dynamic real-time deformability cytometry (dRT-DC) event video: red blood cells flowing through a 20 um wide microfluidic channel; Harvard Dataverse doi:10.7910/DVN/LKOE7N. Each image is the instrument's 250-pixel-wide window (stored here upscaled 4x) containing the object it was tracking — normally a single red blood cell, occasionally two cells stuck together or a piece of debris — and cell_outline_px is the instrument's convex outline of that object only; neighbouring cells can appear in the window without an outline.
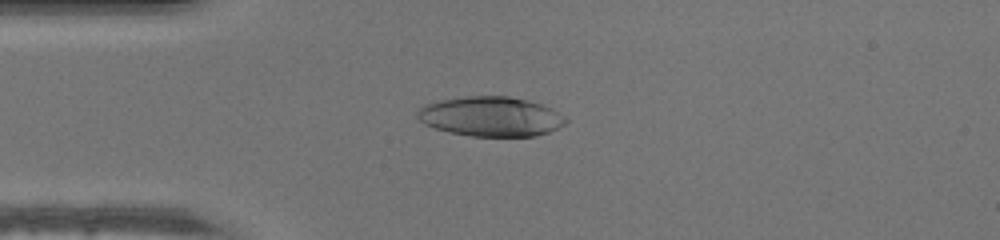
{"species": "human", "species_latin": "Homo sapiens", "temperature_condition": "warm", "stored_images_in_passage": 48, "camera_frame_rate_fps": 3000, "um_per_image_px": 0.085, "donor": {"sex": "male"}, "frame": {"image": 1, "passage_image": 12, "time_ms": 3.667, "image_size_px": [1000, 240], "cell_outline_px": [[568, 120], [564, 124], [548, 132], [536, 136], [472, 136], [448, 132], [424, 124], [416, 116], [416, 112], [424, 104], [440, 100], [468, 96], [508, 96], [528, 100], [544, 104], [552, 108], [564, 116]], "centroid_in_image_um": [41.72, 9.9], "position_along_channel_um": 43.3, "area_um2": 34.39}}
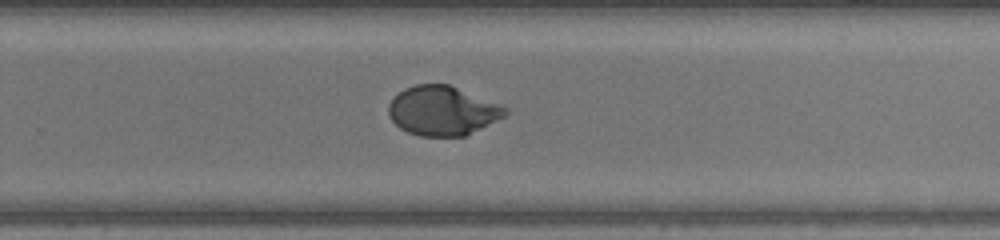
{"frame": {"image": 2, "passage_image": 31, "time_ms": 10.0, "image_size_px": [1000, 240], "cell_outline_px": [[508, 112], [504, 116], [464, 136], [420, 136], [408, 132], [400, 128], [392, 120], [388, 112], [388, 104], [404, 88], [416, 84], [448, 84], [508, 108]], "centroid_in_image_um": [37.58, 9.41], "position_along_channel_um": 292.2, "area_um2": 33.0}}
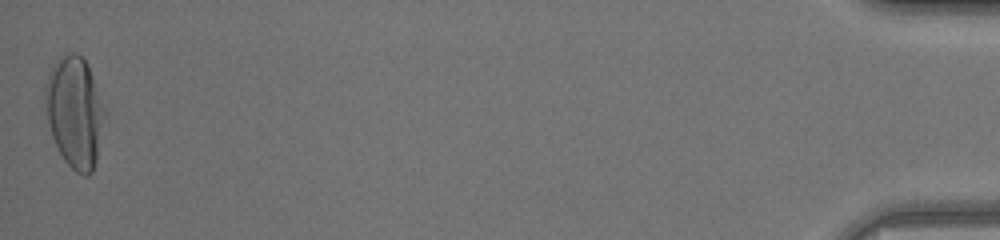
{"frame": {"image": 3, "passage_image": 48, "time_ms": 15.667, "image_size_px": [1000, 240], "cell_outline_px": [[108, 116], [96, 160], [92, 172], [88, 176], [84, 176], [76, 172], [64, 160], [52, 136], [48, 120], [44, 92], [44, 84], [56, 60], [60, 56], [72, 52], [76, 52], [88, 64], [108, 112]], "centroid_in_image_um": [6.41, 9.52], "position_along_channel_um": 428.8, "area_um2": 39.07}}